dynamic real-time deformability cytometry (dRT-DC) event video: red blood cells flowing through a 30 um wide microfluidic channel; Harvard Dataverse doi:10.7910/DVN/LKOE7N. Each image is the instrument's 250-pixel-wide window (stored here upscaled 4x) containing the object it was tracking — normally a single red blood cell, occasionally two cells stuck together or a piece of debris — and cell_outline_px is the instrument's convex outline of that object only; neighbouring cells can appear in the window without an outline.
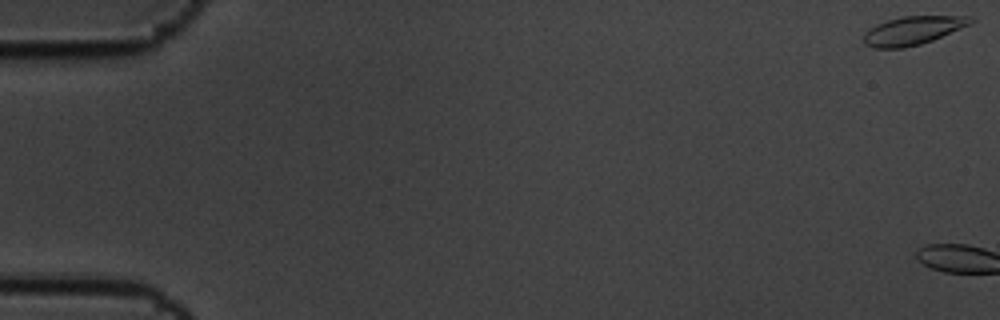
{"species": "common noctule bat (a hibernating species)", "species_latin": "Nyctalus noctula", "temperature_condition": "cold", "stored_images_in_passage": 3, "camera_frame_rate_fps": 3000, "um_per_image_px": 0.085, "animal": {"sex": "male", "body_mass_g": 19.5, "forearm_length_mm": 54.6}, "frame": {"image": 1, "passage_image": 1, "time_ms": 0.0, "image_size_px": [1000, 320], "cell_outline_px": [[976, 20], [972, 24], [932, 40], [920, 44], [904, 48], [876, 48], [864, 44], [864, 32], [876, 24], [888, 20], [904, 16], [972, 16]], "centroid_in_image_um": [77.62, 2.59], "position_along_channel_um": 7.4, "area_um2": 17.74}}